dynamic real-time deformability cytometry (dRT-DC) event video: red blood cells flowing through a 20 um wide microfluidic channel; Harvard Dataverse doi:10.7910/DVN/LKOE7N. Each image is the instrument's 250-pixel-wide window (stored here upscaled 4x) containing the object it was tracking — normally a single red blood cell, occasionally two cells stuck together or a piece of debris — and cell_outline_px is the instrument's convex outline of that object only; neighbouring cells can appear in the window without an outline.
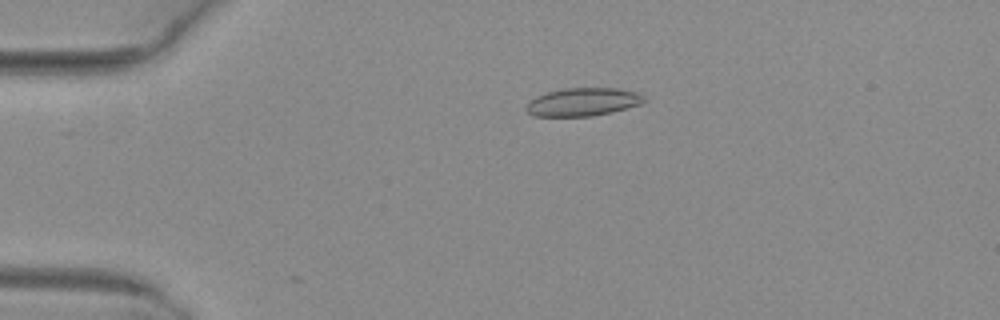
{"species": "common noctule bat (a hibernating species)", "species_latin": "Nyctalus noctula", "temperature_condition": "warm", "stored_images_in_passage": 35, "camera_frame_rate_fps": 3000, "um_per_image_px": 0.085, "animal": {"sex": "female", "body_mass_g": 29.2, "forearm_length_mm": 56.3}, "frame": {"image": 1, "passage_image": 12, "time_ms": 3.667, "image_size_px": [1000, 320], "cell_outline_px": [[648, 100], [640, 104], [612, 112], [592, 116], [532, 116], [524, 108], [536, 96], [548, 92], [564, 88], [620, 88], [636, 92], [644, 96]], "centroid_in_image_um": [49.57, 8.66], "position_along_channel_um": 35.4, "area_um2": 19.31}}
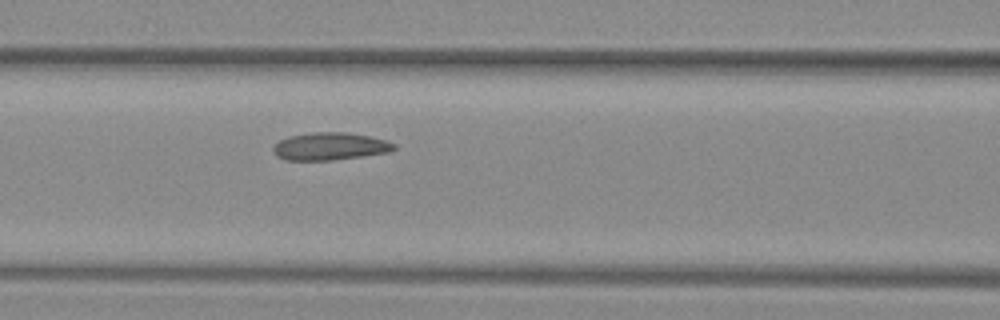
{"frame": {"image": 2, "passage_image": 23, "time_ms": 7.333, "image_size_px": [1000, 320], "cell_outline_px": [[396, 148], [392, 152], [332, 160], [284, 160], [276, 156], [272, 148], [280, 140], [288, 136], [312, 132], [348, 132], [368, 136], [384, 140], [396, 144]], "centroid_in_image_um": [28.05, 12.44], "position_along_channel_um": 138.6, "area_um2": 19.48}}
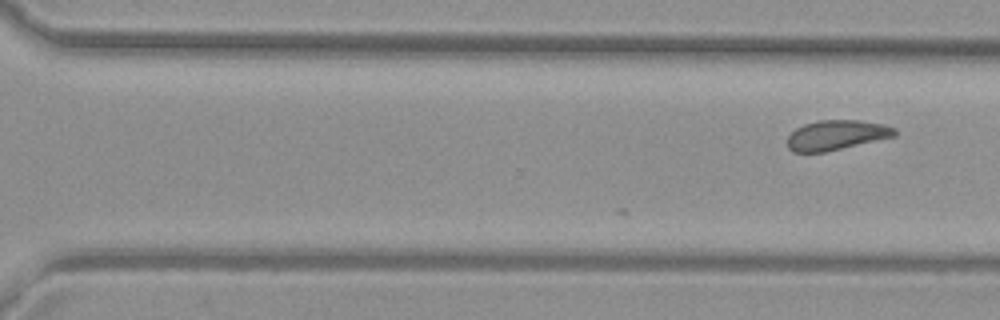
{"frame": {"image": 3, "passage_image": 35, "time_ms": 11.333, "image_size_px": [1000, 320], "cell_outline_px": [[900, 132], [896, 136], [824, 152], [792, 152], [788, 148], [788, 136], [796, 128], [804, 124], [820, 120], [860, 120], [884, 124], [896, 128]], "centroid_in_image_um": [71.14, 11.47], "position_along_channel_um": 299.5, "area_um2": 18.73}}